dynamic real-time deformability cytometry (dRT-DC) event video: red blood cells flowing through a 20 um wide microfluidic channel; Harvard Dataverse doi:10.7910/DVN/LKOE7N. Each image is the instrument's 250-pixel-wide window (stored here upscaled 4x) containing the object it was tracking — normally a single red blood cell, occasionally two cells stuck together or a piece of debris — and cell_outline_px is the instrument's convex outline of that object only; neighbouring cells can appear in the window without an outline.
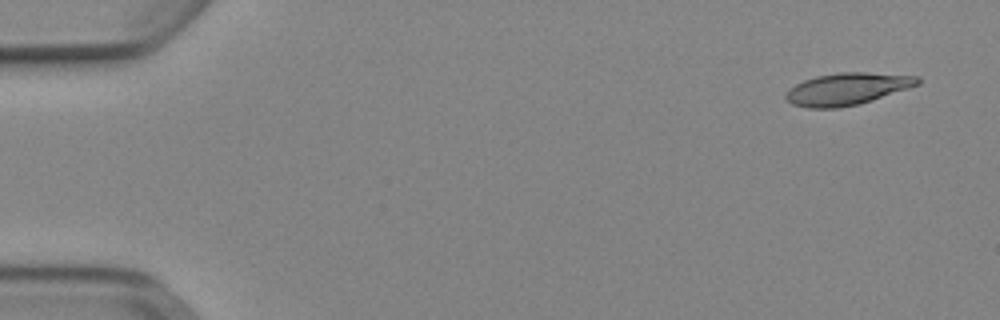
{"species": "Egyptian fruit bat (a non-hibernating species)", "species_latin": "Rousettus aegyptiacus", "temperature_condition": "cold", "stored_images_in_passage": 50, "camera_frame_rate_fps": 3000, "um_per_image_px": 0.085, "animal": {"sex": "female"}, "frame": {"image": 1, "passage_image": 1, "time_ms": 0.0, "image_size_px": [1000, 320], "cell_outline_px": [[920, 84], [872, 100], [856, 104], [836, 108], [808, 108], [792, 104], [784, 96], [788, 88], [804, 80], [816, 76], [836, 72], [864, 72], [920, 76]], "centroid_in_image_um": [71.99, 7.55], "position_along_channel_um": 13.0, "area_um2": 24.57}}
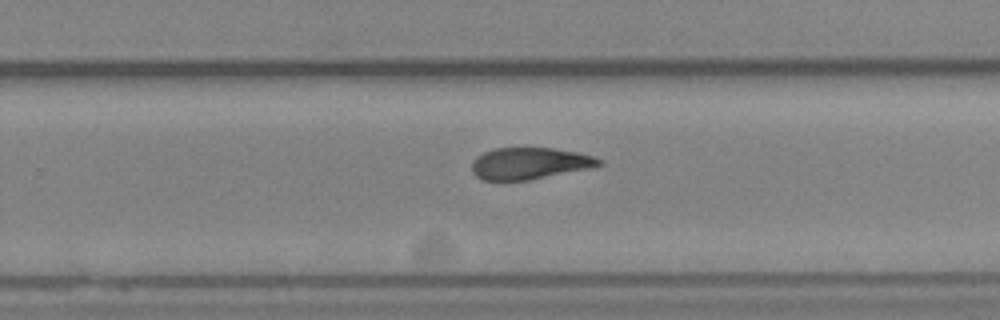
{"frame": {"image": 2, "passage_image": 32, "time_ms": 10.333, "image_size_px": [1000, 320], "cell_outline_px": [[604, 164], [592, 168], [528, 180], [484, 180], [476, 176], [472, 172], [472, 160], [476, 156], [484, 152], [496, 148], [552, 148], [576, 152], [592, 156], [600, 160]], "centroid_in_image_um": [45.0, 13.89], "position_along_channel_um": 284.8, "area_um2": 23.41}}
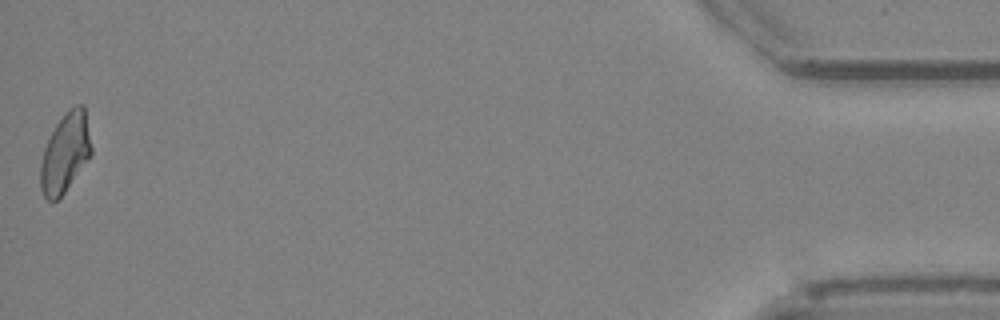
{"frame": {"image": 3, "passage_image": 50, "time_ms": 16.333, "image_size_px": [1000, 320], "cell_outline_px": [[92, 156], [64, 192], [56, 200], [48, 200], [44, 196], [40, 188], [40, 164], [44, 148], [56, 124], [76, 104], [84, 104], [92, 148]], "centroid_in_image_um": [5.56, 13.01], "position_along_channel_um": 429.6, "area_um2": 23.29}, "authors_computed_cell_mechanics": {"area_um2": 24.565, "velocity_mm_per_s": 3.901, "shape_relaxation_time_tau1_ms": null, "shape_relaxation_time_tau2_ms": 3.5756, "deformation_change_tau1": null, "deformation_change_tau2": 0.1142}}